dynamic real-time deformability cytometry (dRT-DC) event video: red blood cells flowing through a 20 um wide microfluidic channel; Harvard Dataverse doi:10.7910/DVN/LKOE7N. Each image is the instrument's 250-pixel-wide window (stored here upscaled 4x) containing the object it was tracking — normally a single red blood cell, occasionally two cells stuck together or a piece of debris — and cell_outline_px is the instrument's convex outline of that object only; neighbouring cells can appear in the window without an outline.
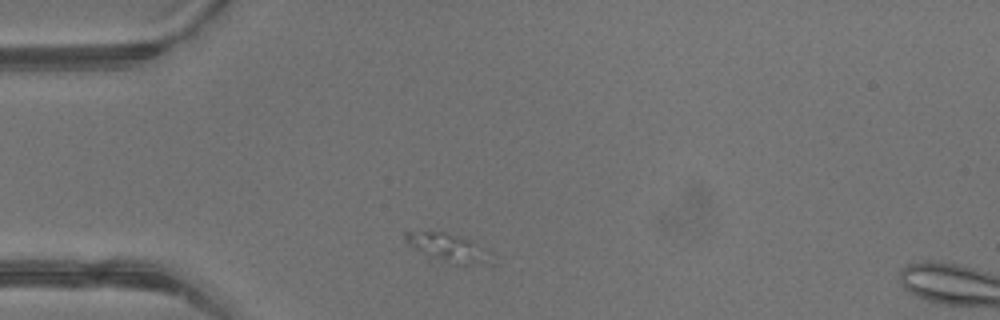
{"species": "common noctule bat (a hibernating species)", "species_latin": "Nyctalus noctula", "temperature_condition": "warm", "stored_images_in_passage": 2, "camera_frame_rate_fps": 3000, "um_per_image_px": 0.085, "animal": {"sex": "male", "body_mass_g": 13.3}, "frame": {"image": 1, "passage_image": 1, "time_ms": 0.0, "image_size_px": [1000, 320], "cell_outline_px": [[492, 264], [456, 264], [432, 256], [416, 248], [404, 240], [404, 232], [444, 232], [472, 240], [492, 252]], "centroid_in_image_um": [38.22, 21.05], "position_along_channel_um": 46.8, "area_um2": 13.7}}